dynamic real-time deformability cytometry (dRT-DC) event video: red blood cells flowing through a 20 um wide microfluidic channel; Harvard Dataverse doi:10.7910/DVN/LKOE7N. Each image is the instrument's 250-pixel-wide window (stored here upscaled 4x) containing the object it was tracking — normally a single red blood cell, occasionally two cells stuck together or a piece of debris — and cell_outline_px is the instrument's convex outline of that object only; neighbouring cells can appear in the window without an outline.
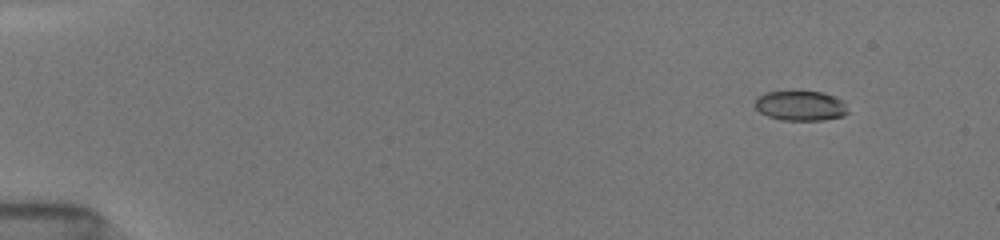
{"species": "common noctule bat (a hibernating species)", "species_latin": "Nyctalus noctula", "temperature_condition": "room temperature", "stored_images_in_passage": 11, "camera_frame_rate_fps": 3000, "um_per_image_px": 0.085, "animal": {"sex": "female", "body_mass_g": 19.5, "forearm_length_mm": 54.1}, "frame": {"image": 1, "passage_image": 4, "time_ms": 1.667, "image_size_px": [1000, 240], "cell_outline_px": [[848, 112], [844, 116], [824, 120], [784, 120], [768, 116], [760, 112], [756, 108], [756, 96], [764, 92], [792, 88], [824, 92], [836, 96], [844, 100]], "centroid_in_image_um": [68.05, 8.92], "position_along_channel_um": 16.9, "area_um2": 17.11}}